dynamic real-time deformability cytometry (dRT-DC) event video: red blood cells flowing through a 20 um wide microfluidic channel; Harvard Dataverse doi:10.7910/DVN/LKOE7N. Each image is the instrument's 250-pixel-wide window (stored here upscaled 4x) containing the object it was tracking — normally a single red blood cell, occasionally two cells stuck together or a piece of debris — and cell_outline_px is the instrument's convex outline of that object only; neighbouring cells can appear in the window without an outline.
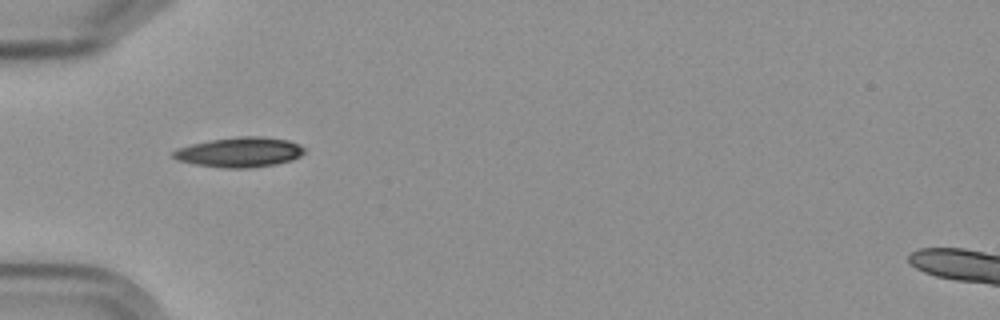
{"species": "Egyptian fruit bat (a non-hibernating species)", "species_latin": "Rousettus aegyptiacus", "temperature_condition": "cold", "stored_images_in_passage": 4, "camera_frame_rate_fps": 3000, "um_per_image_px": 0.085, "frame": {"image": 1, "passage_image": 1, "time_ms": 0.0, "image_size_px": [1000, 320], "cell_outline_px": [[304, 152], [300, 156], [292, 160], [276, 164], [248, 168], [224, 168], [196, 164], [176, 160], [172, 156], [172, 152], [176, 148], [192, 144], [212, 140], [236, 136], [260, 136], [288, 140], [304, 148]], "centroid_in_image_um": [20.34, 12.94], "position_along_channel_um": 64.7, "area_um2": 22.77}}
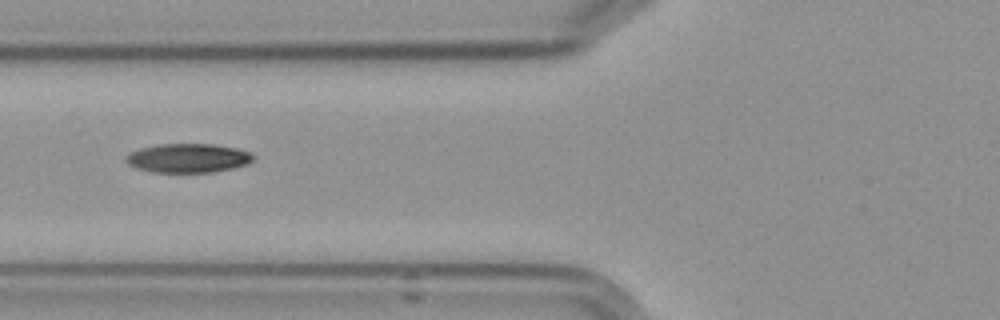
{"frame": {"image": 2, "passage_image": 2, "time_ms": 1.333, "image_size_px": [1000, 320], "cell_outline_px": [[252, 160], [248, 164], [232, 168], [212, 172], [152, 172], [136, 168], [128, 164], [124, 160], [124, 156], [128, 152], [140, 148], [160, 144], [216, 144], [236, 148], [252, 152]], "centroid_in_image_um": [15.94, 13.43], "position_along_channel_um": 109.9, "area_um2": 21.68}}